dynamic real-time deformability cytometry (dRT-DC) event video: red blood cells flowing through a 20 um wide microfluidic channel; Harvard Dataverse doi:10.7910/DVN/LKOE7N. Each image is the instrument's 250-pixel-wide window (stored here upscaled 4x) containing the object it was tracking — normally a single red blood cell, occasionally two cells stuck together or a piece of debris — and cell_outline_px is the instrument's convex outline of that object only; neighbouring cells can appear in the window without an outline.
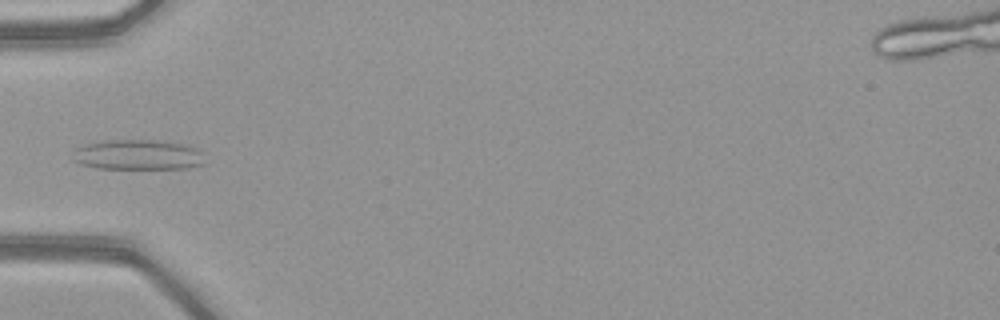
{"species": "common noctule bat (a hibernating species)", "species_latin": "Nyctalus noctula", "temperature_condition": "warm", "stored_images_in_passage": 30, "camera_frame_rate_fps": 3000, "um_per_image_px": 0.085, "animal": {"sex": "female", "body_mass_g": 21.9}, "frame": {"image": 1, "passage_image": 1, "time_ms": 0.0, "image_size_px": [1000, 320], "cell_outline_px": [[204, 164], [188, 168], [96, 168], [80, 164], [72, 160], [76, 148], [84, 144], [104, 140], [156, 140], [188, 144], [196, 148], [200, 152]], "centroid_in_image_um": [11.7, 13.15], "position_along_channel_um": 73.3, "area_um2": 23.24}}
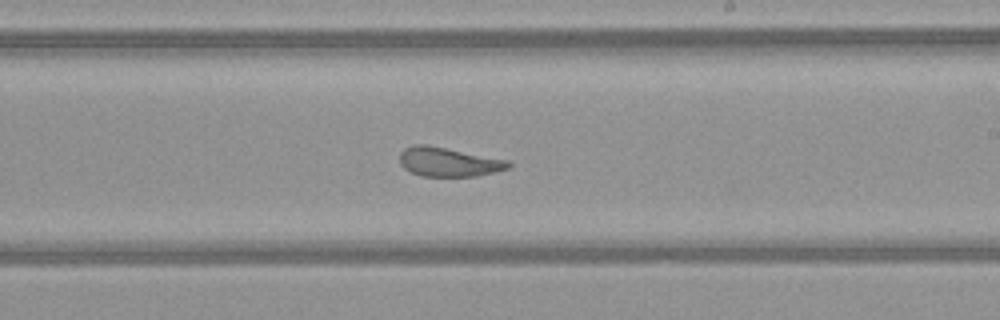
{"frame": {"image": 2, "passage_image": 14, "time_ms": 4.333, "image_size_px": [1000, 320], "cell_outline_px": [[512, 168], [476, 176], [420, 176], [404, 168], [400, 164], [400, 152], [404, 148], [416, 144], [428, 144], [508, 160], [512, 164]], "centroid_in_image_um": [38.14, 13.76], "position_along_channel_um": 250.9, "area_um2": 18.61}}
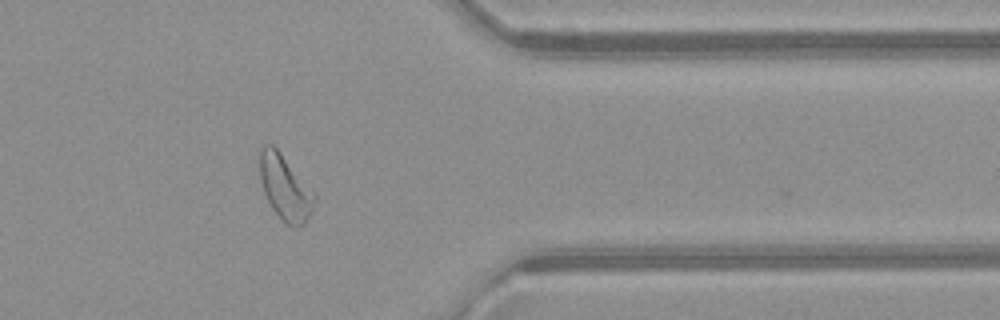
{"frame": {"image": 3, "passage_image": 25, "time_ms": 8.0, "image_size_px": [1000, 320], "cell_outline_px": [[316, 196], [312, 212], [304, 224], [296, 228], [288, 224], [272, 208], [264, 192], [260, 180], [260, 148], [264, 144], [272, 144], [280, 152], [316, 192]], "centroid_in_image_um": [24.26, 15.93], "position_along_channel_um": 387.1, "area_um2": 20.69}, "authors_computed_cell_mechanics": {"area_um2": 19.3919, "velocity_mm_per_s": 4.0608, "shape_relaxation_time_tau1_ms": 7.7091, "shape_relaxation_time_tau2_ms": 1.6688, "deformation_change_tau1": 0.2001, "deformation_change_tau2": 0.0868}}